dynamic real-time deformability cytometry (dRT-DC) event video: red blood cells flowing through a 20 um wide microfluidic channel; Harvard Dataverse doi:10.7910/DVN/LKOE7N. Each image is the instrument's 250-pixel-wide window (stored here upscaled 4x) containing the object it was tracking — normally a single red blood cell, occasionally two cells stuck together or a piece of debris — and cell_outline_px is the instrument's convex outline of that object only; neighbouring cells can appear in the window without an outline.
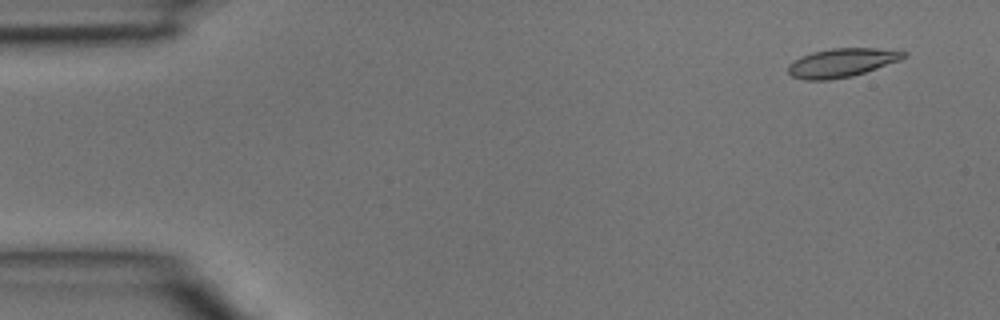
{"species": "common noctule bat (a hibernating species)", "species_latin": "Nyctalus noctula", "temperature_condition": "room temperature", "stored_images_in_passage": 4, "camera_frame_rate_fps": 3000, "um_per_image_px": 0.085, "animal": {"sex": "male", "body_mass_g": 15.6}, "frame": {"image": 1, "passage_image": 1, "time_ms": 0.0, "image_size_px": [1000, 320], "cell_outline_px": [[908, 56], [900, 60], [852, 76], [828, 80], [804, 80], [792, 76], [788, 72], [788, 64], [792, 60], [800, 56], [812, 52], [832, 48], [876, 48], [908, 52]], "centroid_in_image_um": [71.52, 5.32], "position_along_channel_um": 13.5, "area_um2": 19.36}}
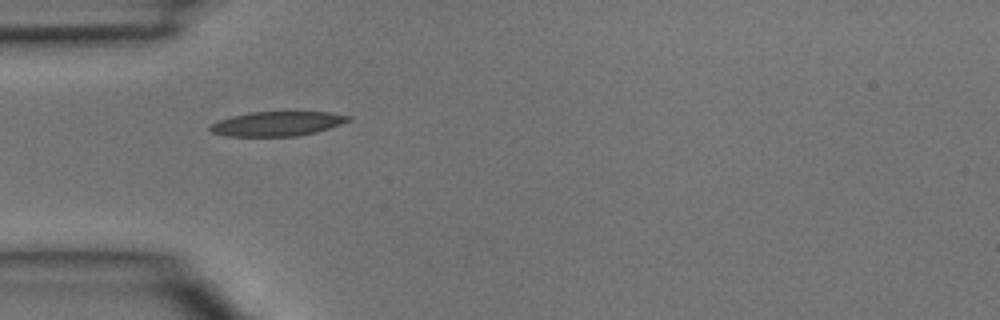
{"frame": {"image": 2, "passage_image": 4, "time_ms": 1.0, "image_size_px": [1000, 320], "cell_outline_px": [[352, 120], [316, 132], [296, 136], [228, 136], [212, 132], [208, 128], [212, 124], [220, 120], [232, 116], [252, 112], [328, 112], [352, 116]], "centroid_in_image_um": [23.59, 10.51], "position_along_channel_um": 61.4, "area_um2": 19.54}}